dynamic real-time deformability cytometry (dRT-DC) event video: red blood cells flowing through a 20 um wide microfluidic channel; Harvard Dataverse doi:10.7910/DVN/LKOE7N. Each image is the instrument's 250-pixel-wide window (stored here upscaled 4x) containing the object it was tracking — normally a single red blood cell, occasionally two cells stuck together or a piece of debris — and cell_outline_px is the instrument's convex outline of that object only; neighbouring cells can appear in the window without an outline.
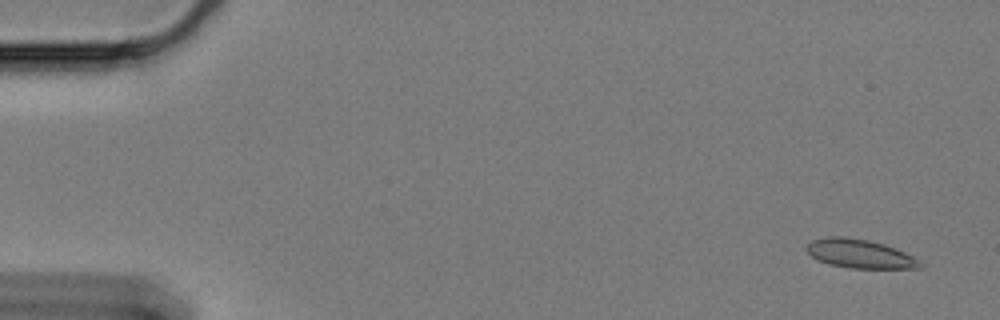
{"species": "Egyptian fruit bat (a non-hibernating species)", "species_latin": "Rousettus aegyptiacus", "temperature_condition": "cold", "stored_images_in_passage": 17, "camera_frame_rate_fps": 3000, "um_per_image_px": 0.085, "animal": {"sex": "female"}, "frame": {"image": 1, "passage_image": 3, "time_ms": 0.667, "image_size_px": [1000, 320], "cell_outline_px": [[924, 264], [920, 268], [848, 268], [828, 264], [816, 260], [804, 248], [812, 240], [828, 236], [840, 236], [868, 240], [884, 244], [896, 248], [920, 260]], "centroid_in_image_um": [73.07, 21.57], "position_along_channel_um": 11.9, "area_um2": 19.13}}
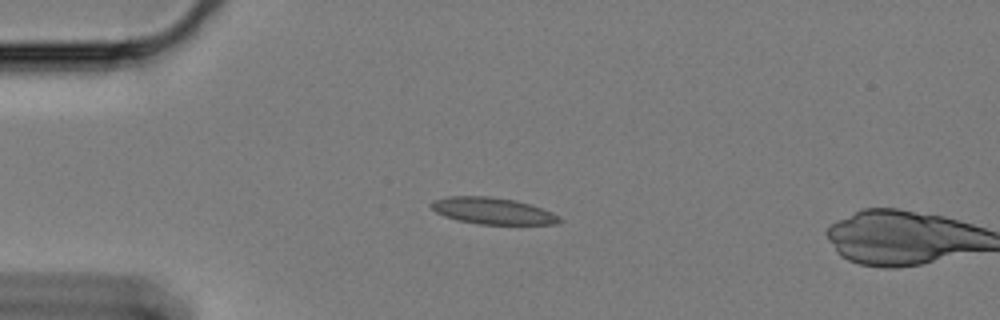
{"frame": {"image": 2, "passage_image": 15, "time_ms": 4.667, "image_size_px": [1000, 320], "cell_outline_px": [[564, 220], [560, 224], [476, 224], [456, 220], [444, 216], [436, 212], [428, 204], [432, 200], [448, 196], [488, 196], [516, 200], [532, 204], [552, 212]], "centroid_in_image_um": [41.88, 17.92], "position_along_channel_um": 43.1, "area_um2": 20.17}}